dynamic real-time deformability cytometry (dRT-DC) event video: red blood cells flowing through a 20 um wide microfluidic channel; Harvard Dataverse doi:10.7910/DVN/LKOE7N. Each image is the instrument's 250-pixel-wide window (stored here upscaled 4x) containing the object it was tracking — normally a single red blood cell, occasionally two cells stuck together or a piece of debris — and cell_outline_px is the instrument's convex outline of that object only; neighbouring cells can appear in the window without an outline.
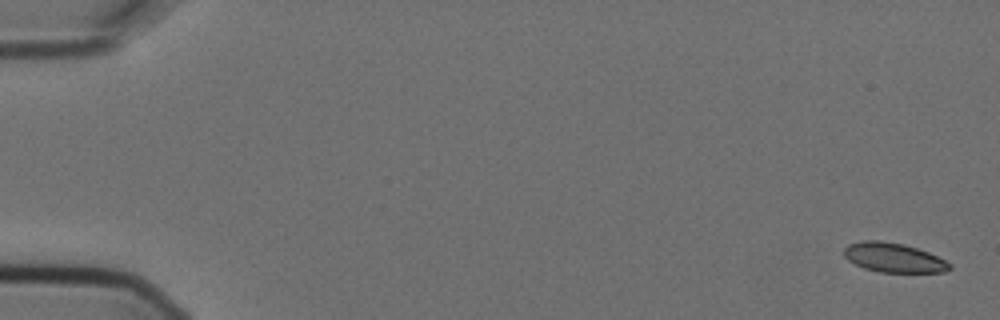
{"species": "Egyptian fruit bat (a non-hibernating species)", "species_latin": "Rousettus aegyptiacus", "temperature_condition": "cold", "stored_images_in_passage": 5, "camera_frame_rate_fps": 3000, "um_per_image_px": 0.085, "animal": {"sex": "female"}, "frame": {"image": 1, "passage_image": 1, "time_ms": 0.0, "image_size_px": [1000, 320], "cell_outline_px": [[952, 268], [944, 272], [880, 272], [864, 268], [848, 260], [844, 256], [844, 248], [848, 244], [864, 240], [880, 240], [904, 244], [928, 252], [952, 264]], "centroid_in_image_um": [75.95, 21.89], "position_along_channel_um": 9.1, "area_um2": 18.03}}